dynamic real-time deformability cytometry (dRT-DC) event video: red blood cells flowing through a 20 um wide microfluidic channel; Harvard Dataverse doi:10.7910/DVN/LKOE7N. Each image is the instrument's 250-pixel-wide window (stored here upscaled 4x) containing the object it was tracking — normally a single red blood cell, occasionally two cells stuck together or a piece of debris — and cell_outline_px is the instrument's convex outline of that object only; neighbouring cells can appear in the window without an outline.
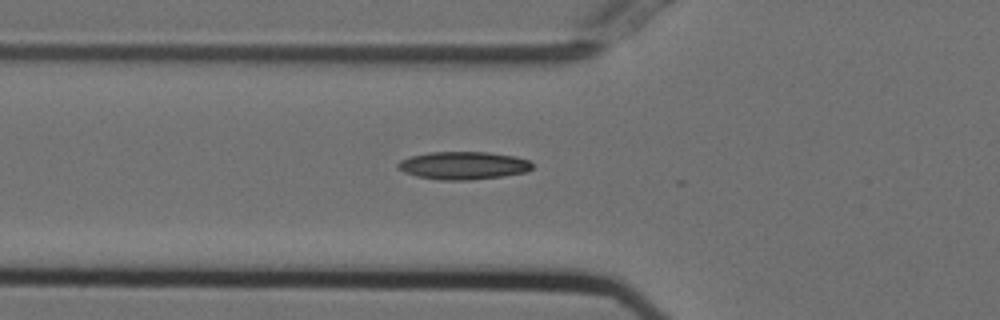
{"species": "Egyptian fruit bat (a non-hibernating species)", "species_latin": "Rousettus aegyptiacus", "temperature_condition": "cold", "stored_images_in_passage": 13, "camera_frame_rate_fps": 3000, "um_per_image_px": 0.085, "animal": {"sex": "female"}, "frame": {"image": 1, "passage_image": 2, "time_ms": 0.333, "image_size_px": [1000, 320], "cell_outline_px": [[532, 168], [528, 172], [500, 176], [468, 180], [440, 180], [416, 176], [404, 172], [396, 168], [396, 164], [400, 160], [412, 156], [428, 152], [488, 152], [516, 156], [528, 160], [532, 164]], "centroid_in_image_um": [39.36, 14.06], "position_along_channel_um": 86.4, "area_um2": 21.85}}
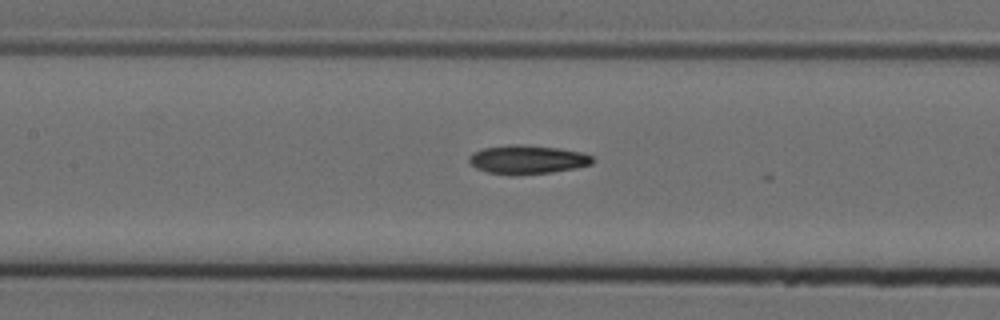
{"frame": {"image": 2, "passage_image": 8, "time_ms": 2.333, "image_size_px": [1000, 320], "cell_outline_px": [[596, 160], [592, 164], [576, 168], [552, 172], [516, 176], [508, 176], [488, 172], [476, 168], [468, 160], [468, 156], [472, 152], [484, 148], [512, 144], [516, 144], [560, 148], [584, 152], [592, 156]], "centroid_in_image_um": [44.85, 13.57], "position_along_channel_um": 162.6, "area_um2": 21.1}}
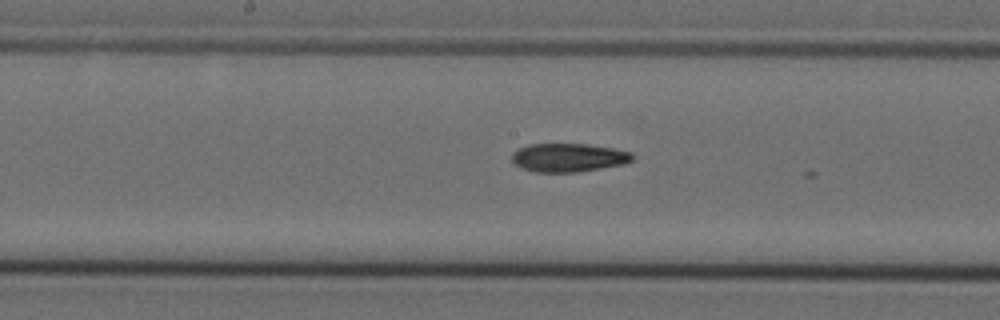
{"frame": {"image": 3, "passage_image": 11, "time_ms": 3.333, "image_size_px": [1000, 320], "cell_outline_px": [[632, 160], [624, 164], [576, 172], [532, 172], [520, 168], [512, 160], [512, 152], [528, 144], [588, 144], [612, 148], [632, 152]], "centroid_in_image_um": [48.29, 13.39], "position_along_channel_um": 199.9, "area_um2": 20.0}}